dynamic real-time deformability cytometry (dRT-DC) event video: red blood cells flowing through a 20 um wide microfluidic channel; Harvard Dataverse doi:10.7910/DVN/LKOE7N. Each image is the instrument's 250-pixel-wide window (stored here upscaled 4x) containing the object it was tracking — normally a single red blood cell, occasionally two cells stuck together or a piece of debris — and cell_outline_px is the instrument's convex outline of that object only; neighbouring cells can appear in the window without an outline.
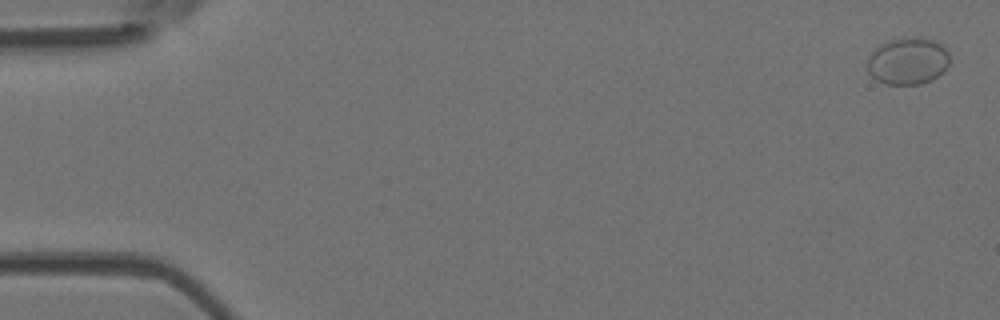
{"species": "Egyptian fruit bat (a non-hibernating species)", "species_latin": "Rousettus aegyptiacus", "temperature_condition": "room temperature", "stored_images_in_passage": 6, "camera_frame_rate_fps": 3000, "um_per_image_px": 0.085, "animal": {"sex": "female"}, "frame": {"image": 1, "passage_image": 1, "time_ms": 0.0, "image_size_px": [1000, 320], "cell_outline_px": [[948, 64], [932, 80], [920, 84], [884, 84], [876, 80], [868, 72], [868, 56], [876, 48], [888, 40], [904, 36], [924, 36], [940, 44], [948, 52]], "centroid_in_image_um": [77.14, 5.16], "position_along_channel_um": 7.9, "area_um2": 22.6}}
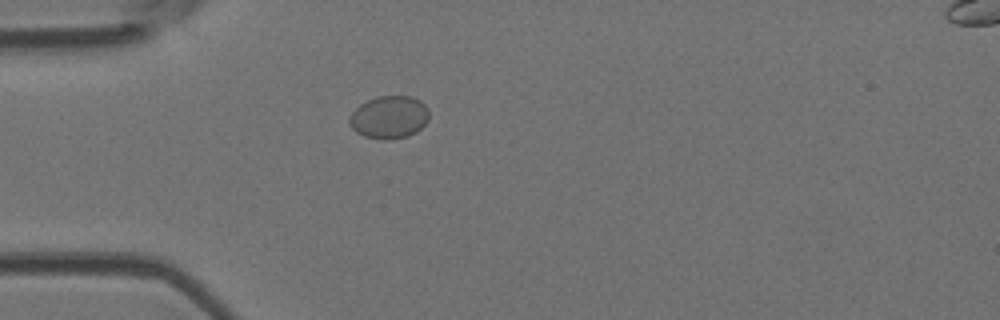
{"frame": {"image": 2, "passage_image": 5, "time_ms": 4.667, "image_size_px": [1000, 320], "cell_outline_px": [[428, 120], [416, 132], [408, 136], [384, 140], [364, 136], [356, 132], [348, 124], [348, 116], [360, 104], [376, 96], [412, 96], [420, 100], [428, 108]], "centroid_in_image_um": [33.06, 9.95], "position_along_channel_um": 51.9, "area_um2": 19.94}}